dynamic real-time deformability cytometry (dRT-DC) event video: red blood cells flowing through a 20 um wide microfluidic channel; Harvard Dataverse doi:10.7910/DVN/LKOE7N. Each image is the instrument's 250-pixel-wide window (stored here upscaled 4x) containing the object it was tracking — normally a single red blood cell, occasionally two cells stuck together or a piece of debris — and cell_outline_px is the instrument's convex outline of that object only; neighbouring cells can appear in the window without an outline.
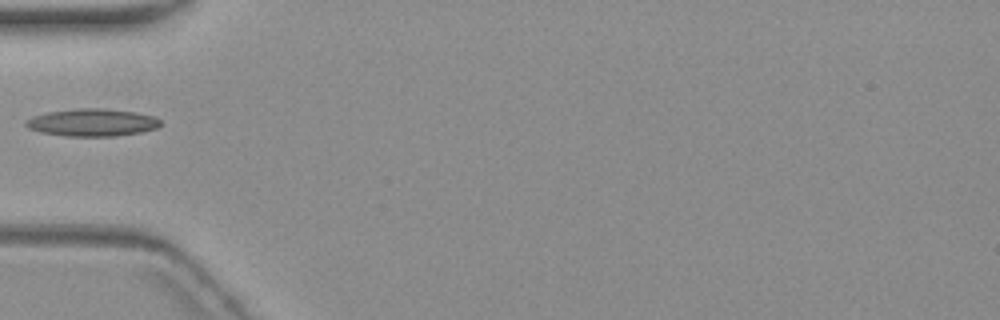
{"species": "common noctule bat (a hibernating species)", "species_latin": "Nyctalus noctula", "temperature_condition": "warm", "stored_images_in_passage": 1, "camera_frame_rate_fps": 3000, "um_per_image_px": 0.085, "animal": {"sex": "female", "body_mass_g": 19.3, "forearm_length_mm": 54.1}, "frame": {"image": 1, "passage_image": 1, "time_ms": 0.0, "image_size_px": [1000, 320], "cell_outline_px": [[164, 124], [156, 128], [140, 132], [116, 136], [68, 136], [40, 132], [28, 128], [24, 124], [24, 120], [32, 116], [48, 112], [76, 108], [100, 108], [136, 112], [152, 116], [160, 120]], "centroid_in_image_um": [7.82, 10.41], "position_along_channel_um": 77.2, "area_um2": 21.62}}